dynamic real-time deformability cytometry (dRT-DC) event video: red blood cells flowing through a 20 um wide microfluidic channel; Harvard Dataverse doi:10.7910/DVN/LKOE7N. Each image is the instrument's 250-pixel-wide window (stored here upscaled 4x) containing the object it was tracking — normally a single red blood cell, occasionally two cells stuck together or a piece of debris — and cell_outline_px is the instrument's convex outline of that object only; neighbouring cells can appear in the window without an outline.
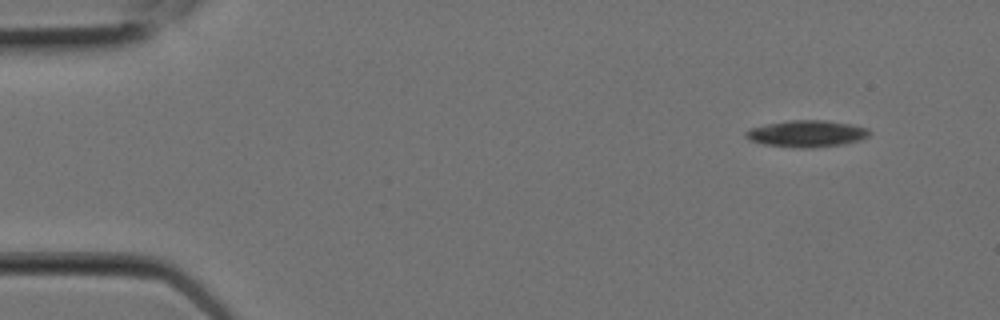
{"species": "Egyptian fruit bat (a non-hibernating species)", "species_latin": "Rousettus aegyptiacus", "temperature_condition": "room temperature", "stored_images_in_passage": 5, "camera_frame_rate_fps": 3000, "um_per_image_px": 0.085, "animal": {"sex": "female"}, "frame": {"image": 1, "passage_image": 1, "time_ms": 0.0, "image_size_px": [1000, 320], "cell_outline_px": [[872, 132], [868, 136], [860, 140], [844, 144], [812, 148], [800, 148], [764, 144], [748, 140], [744, 136], [744, 132], [752, 128], [768, 124], [792, 120], [828, 120], [868, 128]], "centroid_in_image_um": [68.59, 11.37], "position_along_channel_um": 16.4, "area_um2": 19.19}}
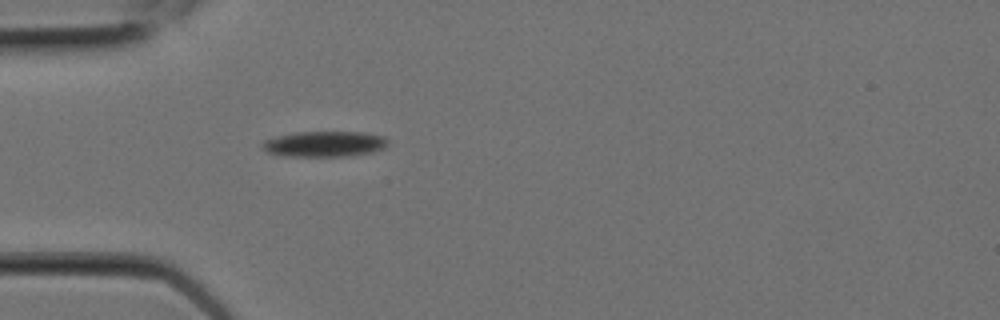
{"frame": {"image": 2, "passage_image": 5, "time_ms": 1.333, "image_size_px": [1000, 320], "cell_outline_px": [[388, 144], [384, 148], [372, 152], [352, 156], [280, 156], [264, 152], [260, 148], [260, 144], [264, 140], [296, 132], [364, 132], [384, 136], [388, 140]], "centroid_in_image_um": [27.55, 12.25], "position_along_channel_um": 57.4, "area_um2": 19.02}}